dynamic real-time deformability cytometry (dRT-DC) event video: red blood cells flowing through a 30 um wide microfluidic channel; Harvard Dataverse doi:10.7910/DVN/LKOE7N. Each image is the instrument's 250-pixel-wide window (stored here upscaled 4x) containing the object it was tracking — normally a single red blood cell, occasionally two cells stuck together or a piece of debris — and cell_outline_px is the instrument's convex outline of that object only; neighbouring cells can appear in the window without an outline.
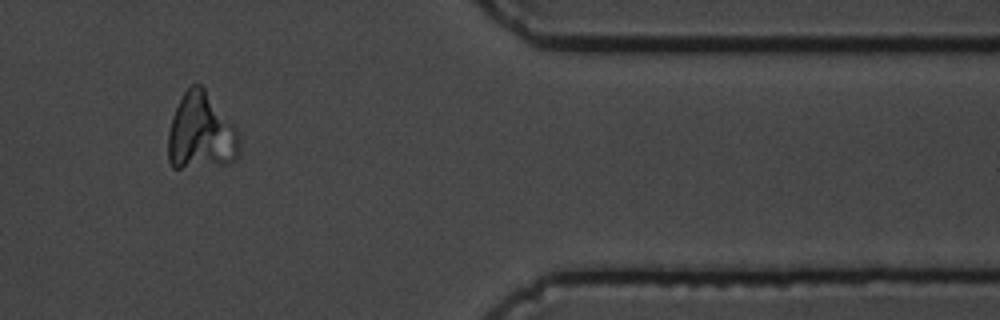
{"species": "common noctule bat (a hibernating species)", "species_latin": "Nyctalus noctula", "temperature_condition": "cold", "stored_images_in_passage": 19, "segment_of_instrument_passage": [2, 3], "camera_frame_rate_fps": 3000, "um_per_image_px": 0.085, "animal": {"sex": "male", "body_mass_g": 19.5, "forearm_length_mm": 54.6}, "frame": {"image": 1, "passage_image": 16, "time_ms": 17.667, "image_size_px": [1000, 320], "cell_outline_px": [[240, 156], [236, 160], [228, 164], [180, 168], [172, 168], [168, 160], [168, 132], [172, 116], [184, 92], [192, 84], [200, 84], [204, 88], [236, 128], [240, 140]], "centroid_in_image_um": [17.09, 11.26], "position_along_channel_um": 394.3, "area_um2": 32.08}}